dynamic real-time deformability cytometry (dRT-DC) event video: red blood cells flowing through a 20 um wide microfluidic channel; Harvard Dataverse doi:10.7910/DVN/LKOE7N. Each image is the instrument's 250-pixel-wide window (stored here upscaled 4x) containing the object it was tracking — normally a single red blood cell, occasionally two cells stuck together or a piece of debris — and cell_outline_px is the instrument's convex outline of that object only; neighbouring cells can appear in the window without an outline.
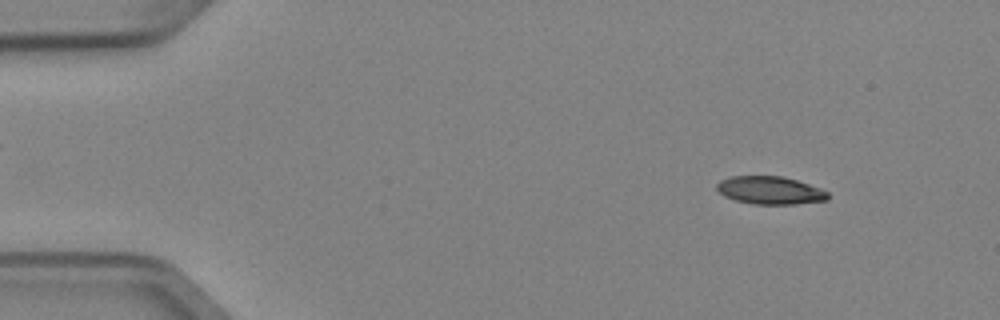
{"species": "Egyptian fruit bat (a non-hibernating species)", "species_latin": "Rousettus aegyptiacus", "temperature_condition": "cold", "stored_images_in_passage": 17, "camera_frame_rate_fps": 3000, "um_per_image_px": 0.085, "animal": {"sex": "female"}, "frame": {"image": 1, "passage_image": 6, "time_ms": 1.667, "image_size_px": [1000, 320], "cell_outline_px": [[828, 200], [796, 204], [752, 204], [736, 200], [724, 196], [716, 188], [716, 184], [720, 180], [732, 176], [784, 176], [820, 188], [828, 192]], "centroid_in_image_um": [65.45, 16.18], "position_along_channel_um": 19.5, "area_um2": 18.03}}
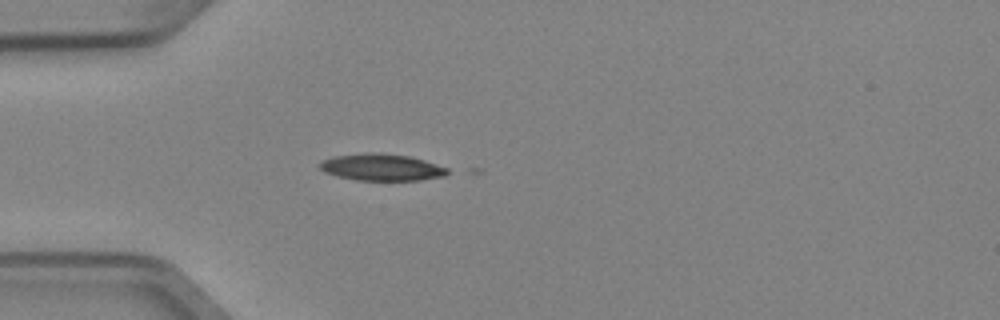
{"frame": {"image": 2, "passage_image": 15, "time_ms": 4.667, "image_size_px": [1000, 320], "cell_outline_px": [[452, 172], [444, 176], [420, 180], [356, 180], [336, 176], [324, 172], [320, 168], [320, 164], [324, 160], [336, 156], [364, 152], [380, 152], [408, 156], [424, 160], [448, 168]], "centroid_in_image_um": [32.47, 14.22], "position_along_channel_um": 52.5, "area_um2": 20.0}}